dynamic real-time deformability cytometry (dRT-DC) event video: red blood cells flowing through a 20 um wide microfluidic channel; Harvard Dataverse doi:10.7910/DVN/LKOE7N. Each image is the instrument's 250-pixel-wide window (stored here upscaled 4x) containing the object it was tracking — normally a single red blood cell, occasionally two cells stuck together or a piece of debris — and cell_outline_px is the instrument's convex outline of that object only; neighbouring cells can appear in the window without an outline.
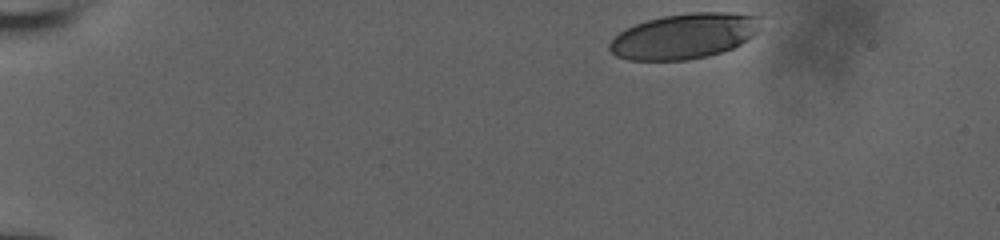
{"species": "human", "species_latin": "Homo sapiens", "temperature_condition": "room temperature", "stored_images_in_passage": 21, "camera_frame_rate_fps": 3000, "um_per_image_px": 0.085, "donor": {"sex": "male"}, "frame": {"image": 1, "passage_image": 1, "time_ms": 0.0, "image_size_px": [1000, 240], "cell_outline_px": [[760, 28], [752, 36], [740, 44], [732, 48], [708, 56], [688, 60], [628, 60], [616, 56], [608, 48], [608, 44], [620, 32], [636, 24], [648, 20], [664, 16], [692, 12], [736, 12], [760, 16]], "centroid_in_image_um": [58.18, 3.06], "position_along_channel_um": 26.8, "area_um2": 39.82}}
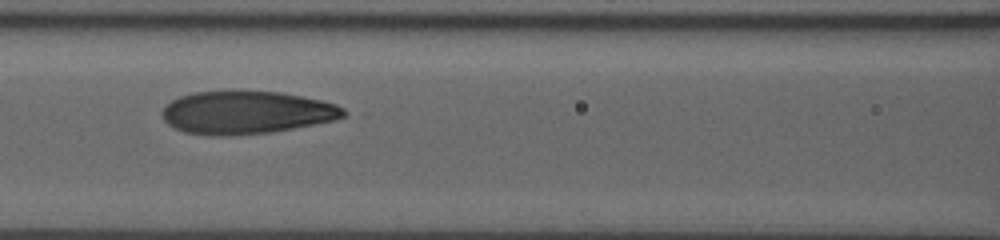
{"frame": {"image": 2, "passage_image": 15, "time_ms": 4.667, "image_size_px": [1000, 240], "cell_outline_px": [[352, 112], [336, 120], [272, 132], [224, 136], [212, 136], [184, 132], [168, 124], [164, 120], [160, 112], [172, 100], [180, 96], [192, 92], [280, 92], [320, 100], [336, 104]], "centroid_in_image_um": [20.97, 9.58], "position_along_channel_um": 145.6, "area_um2": 45.2}}
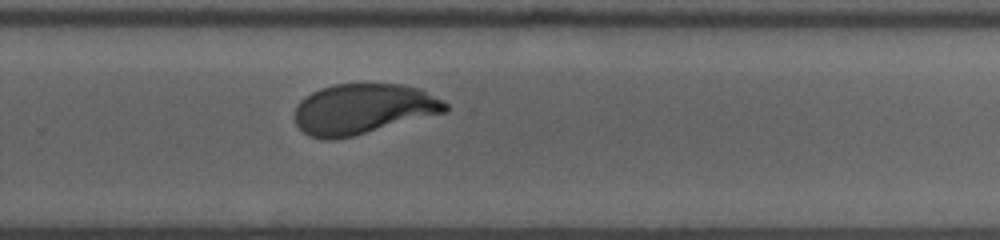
{"frame": {"image": 3, "passage_image": 21, "time_ms": 6.667, "image_size_px": [1000, 240], "cell_outline_px": [[448, 112], [336, 140], [324, 140], [308, 136], [296, 124], [296, 108], [300, 100], [304, 96], [320, 88], [332, 84], [404, 84], [420, 88], [444, 100], [448, 104]], "centroid_in_image_um": [30.89, 9.26], "position_along_channel_um": 298.9, "area_um2": 44.51}}